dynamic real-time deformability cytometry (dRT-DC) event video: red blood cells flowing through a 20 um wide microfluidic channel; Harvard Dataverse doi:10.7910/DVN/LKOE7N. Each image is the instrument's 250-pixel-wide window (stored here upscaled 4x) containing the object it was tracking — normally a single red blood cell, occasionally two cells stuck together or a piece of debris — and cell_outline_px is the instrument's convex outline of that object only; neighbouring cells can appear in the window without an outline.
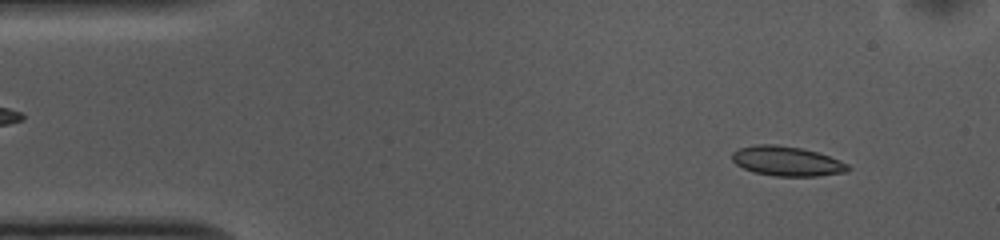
{"species": "common noctule bat (a hibernating species)", "species_latin": "Nyctalus noctula", "temperature_condition": "cold", "stored_images_in_passage": 51, "camera_frame_rate_fps": 3000, "um_per_image_px": 0.085, "animal": {"sex": "female", "body_mass_g": 10.0, "forearm_length_mm": 53.1}, "frame": {"image": 1, "passage_image": 4, "time_ms": 1.0, "image_size_px": [1000, 240], "cell_outline_px": [[852, 168], [848, 172], [820, 176], [776, 176], [752, 172], [736, 164], [732, 160], [732, 152], [740, 148], [756, 144], [776, 144], [804, 148], [840, 160], [848, 164]], "centroid_in_image_um": [66.91, 13.7], "position_along_channel_um": 18.1, "area_um2": 20.23}}
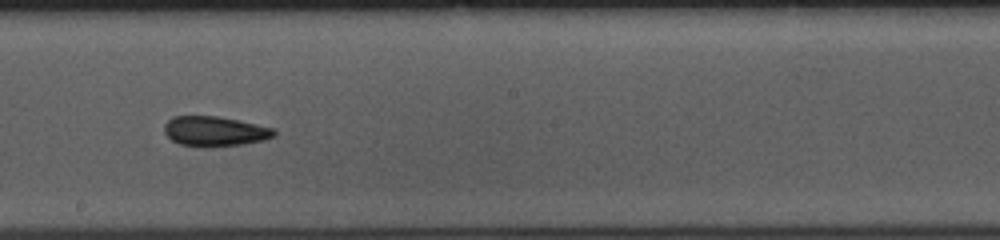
{"frame": {"image": 2, "passage_image": 27, "time_ms": 8.667, "image_size_px": [1000, 240], "cell_outline_px": [[276, 136], [264, 140], [240, 144], [208, 148], [200, 148], [180, 144], [172, 140], [164, 132], [164, 124], [172, 116], [216, 116], [276, 128]], "centroid_in_image_um": [18.25, 11.17], "position_along_channel_um": 230.0, "area_um2": 19.36}}
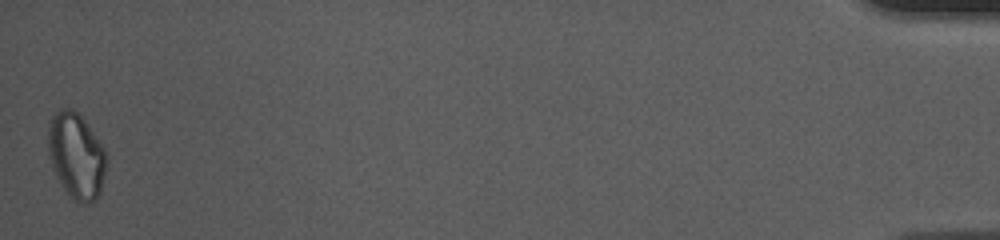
{"frame": {"image": 3, "passage_image": 51, "time_ms": 16.667, "image_size_px": [1000, 240], "cell_outline_px": [[108, 160], [100, 192], [88, 204], [80, 204], [68, 192], [56, 176], [48, 152], [48, 124], [52, 116], [60, 108], [72, 108], [84, 120], [104, 148], [108, 156]], "centroid_in_image_um": [6.49, 13.2], "position_along_channel_um": 428.7, "area_um2": 28.78}, "authors_computed_cell_mechanics": {"area_um2": 19.8832, "velocity_mm_per_s": 3.7165, "shape_relaxation_time_tau1_ms": 4.4827, "shape_relaxation_time_tau2_ms": 4.277, "deformation_change_tau1": 0.1161, "deformation_change_tau2": 0.1074}}